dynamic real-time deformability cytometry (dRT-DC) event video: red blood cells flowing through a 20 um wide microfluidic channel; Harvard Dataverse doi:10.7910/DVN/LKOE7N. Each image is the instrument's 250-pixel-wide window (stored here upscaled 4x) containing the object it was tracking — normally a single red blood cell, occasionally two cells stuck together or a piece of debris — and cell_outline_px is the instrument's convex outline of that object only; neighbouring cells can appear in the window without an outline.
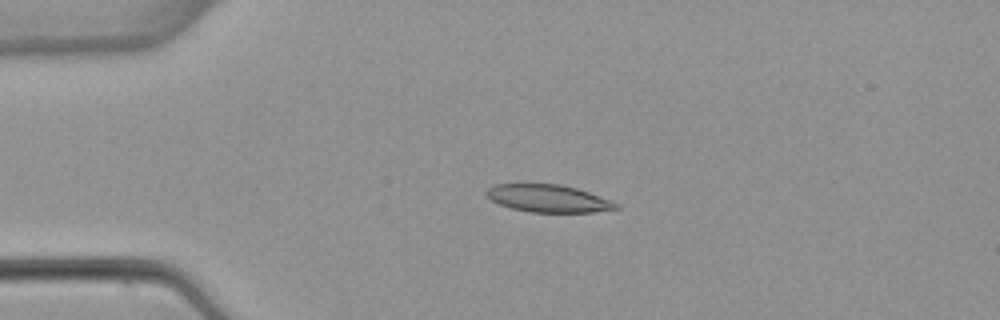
{"species": "common noctule bat (a hibernating species)", "species_latin": "Nyctalus noctula", "temperature_condition": "warm", "stored_images_in_passage": 4, "camera_frame_rate_fps": 3000, "um_per_image_px": 0.085, "animal": {"sex": "female", "body_mass_g": 22.7, "forearm_length_mm": 54.2}, "frame": {"image": 1, "passage_image": 3, "time_ms": 2.333, "image_size_px": [1000, 320], "cell_outline_px": [[620, 208], [592, 212], [528, 212], [512, 208], [500, 204], [492, 200], [484, 192], [492, 184], [560, 184], [576, 188], [612, 200], [620, 204]], "centroid_in_image_um": [46.62, 16.86], "position_along_channel_um": 38.4, "area_um2": 20.75}}